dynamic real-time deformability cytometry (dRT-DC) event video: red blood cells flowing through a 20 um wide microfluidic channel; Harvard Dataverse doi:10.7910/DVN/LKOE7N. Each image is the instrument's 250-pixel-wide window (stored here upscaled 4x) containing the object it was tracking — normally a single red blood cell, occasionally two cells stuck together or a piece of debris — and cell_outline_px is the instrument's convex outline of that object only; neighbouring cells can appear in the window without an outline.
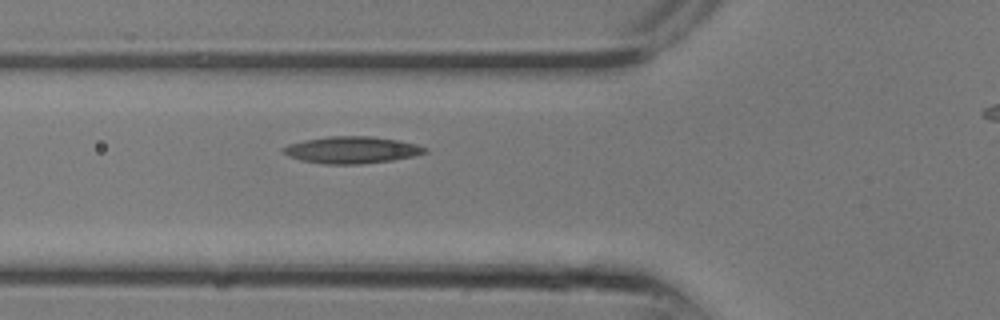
{"species": "common noctule bat (a hibernating species)", "species_latin": "Nyctalus noctula", "temperature_condition": "room temperature", "stored_images_in_passage": 10, "camera_frame_rate_fps": 3000, "um_per_image_px": 0.085, "animal": {"sex": "male", "body_mass_g": 13.3}, "frame": {"image": 1, "passage_image": 10, "time_ms": 3.0, "image_size_px": [1000, 320], "cell_outline_px": [[428, 152], [412, 156], [392, 160], [360, 164], [324, 164], [300, 160], [288, 156], [280, 148], [288, 144], [328, 136], [372, 136], [400, 140], [416, 144], [424, 148]], "centroid_in_image_um": [29.88, 12.74], "position_along_channel_um": 95.9, "area_um2": 22.08}}